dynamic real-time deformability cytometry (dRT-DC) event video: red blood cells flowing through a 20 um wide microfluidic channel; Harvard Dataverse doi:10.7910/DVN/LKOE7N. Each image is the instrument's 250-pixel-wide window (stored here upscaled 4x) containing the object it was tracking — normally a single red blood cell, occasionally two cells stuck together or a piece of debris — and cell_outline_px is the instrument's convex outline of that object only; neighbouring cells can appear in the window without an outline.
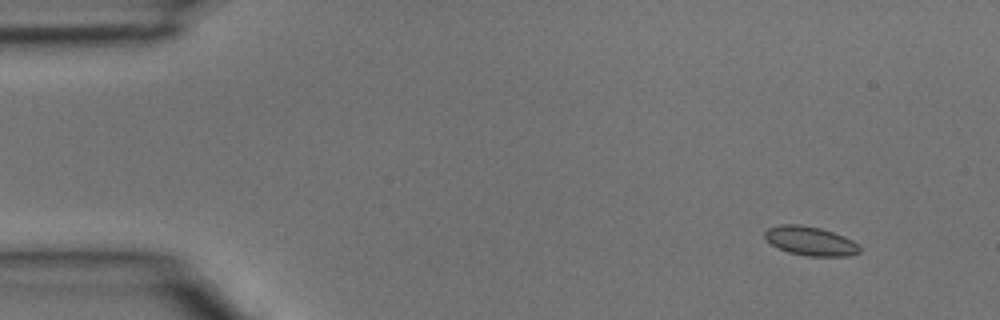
{"species": "common noctule bat (a hibernating species)", "species_latin": "Nyctalus noctula", "temperature_condition": "room temperature", "stored_images_in_passage": 4, "segment_of_instrument_passage": [2, 2], "camera_frame_rate_fps": 3000, "um_per_image_px": 0.085, "animal": {"sex": "male", "body_mass_g": 15.6}, "frame": {"image": 1, "passage_image": 4, "time_ms": 1.0, "image_size_px": [1000, 320], "cell_outline_px": [[860, 252], [848, 256], [804, 256], [788, 252], [772, 244], [764, 236], [764, 232], [768, 228], [780, 224], [800, 224], [820, 228], [844, 236], [860, 244]], "centroid_in_image_um": [68.9, 20.48], "position_along_channel_um": 16.1, "area_um2": 16.07}}